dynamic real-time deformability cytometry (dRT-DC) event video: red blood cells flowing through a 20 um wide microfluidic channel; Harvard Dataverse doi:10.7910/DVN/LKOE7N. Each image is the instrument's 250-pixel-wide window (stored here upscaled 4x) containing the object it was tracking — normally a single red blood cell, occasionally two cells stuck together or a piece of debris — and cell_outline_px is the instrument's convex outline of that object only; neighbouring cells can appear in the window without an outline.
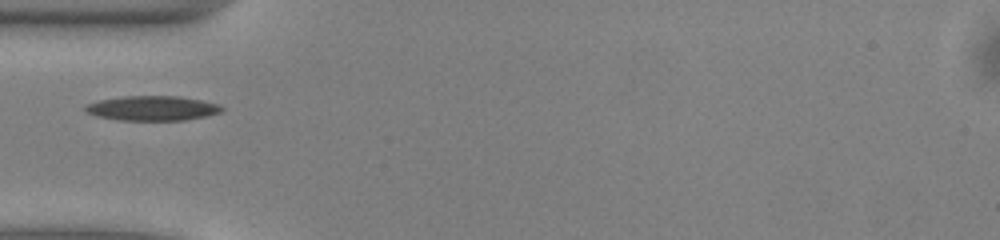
{"species": "common noctule bat (a hibernating species)", "species_latin": "Nyctalus noctula", "temperature_condition": "warm", "stored_images_in_passage": 29, "camera_frame_rate_fps": 3000, "um_per_image_px": 0.085, "animal": {"sex": "male", "body_mass_g": 13.0, "forearm_length_mm": 53.1}, "frame": {"image": 1, "passage_image": 1, "time_ms": 0.0, "image_size_px": [1000, 240], "cell_outline_px": [[224, 108], [220, 112], [208, 116], [184, 120], [116, 120], [96, 116], [88, 112], [84, 108], [84, 104], [100, 100], [124, 96], [180, 96], [220, 104]], "centroid_in_image_um": [12.95, 9.2], "position_along_channel_um": 72.0, "area_um2": 19.71}}
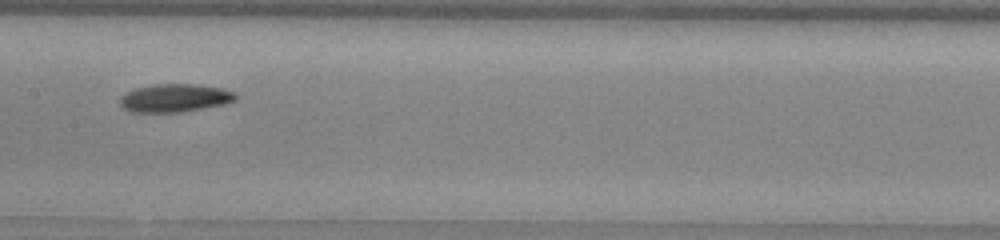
{"frame": {"image": 2, "passage_image": 10, "time_ms": 3.0, "image_size_px": [1000, 240], "cell_outline_px": [[236, 100], [224, 104], [180, 112], [132, 112], [124, 108], [120, 104], [120, 96], [136, 88], [156, 84], [192, 84], [220, 88], [232, 92], [236, 96]], "centroid_in_image_um": [14.83, 8.33], "position_along_channel_um": 192.6, "area_um2": 18.61}}
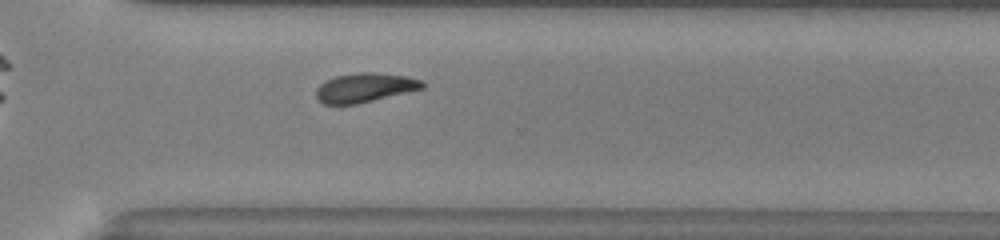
{"frame": {"image": 3, "passage_image": 21, "time_ms": 6.667, "image_size_px": [1000, 240], "cell_outline_px": [[424, 88], [356, 104], [324, 104], [316, 96], [316, 88], [320, 84], [336, 76], [360, 72], [372, 72], [408, 76], [420, 80], [424, 84]], "centroid_in_image_um": [31.01, 7.44], "position_along_channel_um": 339.6, "area_um2": 17.8}}